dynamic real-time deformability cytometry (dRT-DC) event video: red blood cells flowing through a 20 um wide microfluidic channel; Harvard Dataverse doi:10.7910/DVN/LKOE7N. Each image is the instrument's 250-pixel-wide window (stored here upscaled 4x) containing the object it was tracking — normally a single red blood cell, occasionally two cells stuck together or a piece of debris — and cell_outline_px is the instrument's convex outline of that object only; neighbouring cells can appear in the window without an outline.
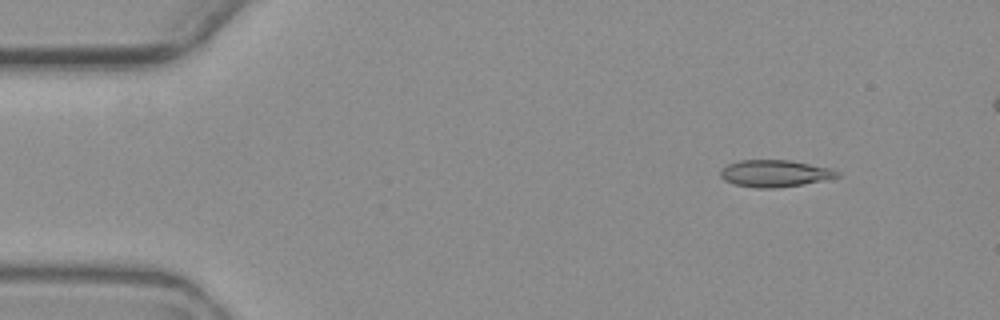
{"species": "common noctule bat (a hibernating species)", "species_latin": "Nyctalus noctula", "temperature_condition": "warm", "stored_images_in_passage": 5, "camera_frame_rate_fps": 3000, "um_per_image_px": 0.085, "animal": {"sex": "female", "body_mass_g": 19.3, "forearm_length_mm": 54.1}, "frame": {"image": 1, "passage_image": 2, "time_ms": 1.0, "image_size_px": [1000, 320], "cell_outline_px": [[840, 176], [800, 184], [776, 188], [756, 188], [732, 184], [724, 180], [720, 176], [720, 168], [728, 164], [740, 160], [788, 160], [832, 168], [840, 172]], "centroid_in_image_um": [65.8, 14.73], "position_along_channel_um": 19.2, "area_um2": 18.26}}